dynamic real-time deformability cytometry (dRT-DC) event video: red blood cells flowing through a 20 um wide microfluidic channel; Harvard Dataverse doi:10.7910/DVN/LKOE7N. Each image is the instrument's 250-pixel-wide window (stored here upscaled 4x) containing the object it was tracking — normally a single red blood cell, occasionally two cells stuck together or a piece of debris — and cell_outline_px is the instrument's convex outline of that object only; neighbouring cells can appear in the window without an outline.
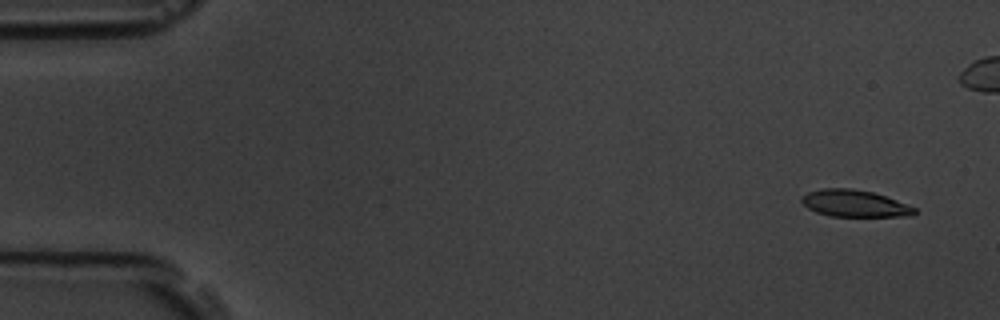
{"species": "common noctule bat (a hibernating species)", "species_latin": "Nyctalus noctula", "temperature_condition": "room temperature", "stored_images_in_passage": 5, "camera_frame_rate_fps": 3000, "um_per_image_px": 0.085, "animal": {"sex": "male", "body_mass_g": 19.5, "forearm_length_mm": 54.6}, "frame": {"image": 1, "passage_image": 1, "time_ms": 0.0, "image_size_px": [1000, 320], "cell_outline_px": [[916, 212], [912, 216], [832, 216], [816, 212], [808, 208], [800, 200], [800, 196], [808, 192], [824, 188], [852, 188], [872, 192], [896, 200], [916, 208]], "centroid_in_image_um": [72.61, 17.29], "position_along_channel_um": 12.4, "area_um2": 17.57}}